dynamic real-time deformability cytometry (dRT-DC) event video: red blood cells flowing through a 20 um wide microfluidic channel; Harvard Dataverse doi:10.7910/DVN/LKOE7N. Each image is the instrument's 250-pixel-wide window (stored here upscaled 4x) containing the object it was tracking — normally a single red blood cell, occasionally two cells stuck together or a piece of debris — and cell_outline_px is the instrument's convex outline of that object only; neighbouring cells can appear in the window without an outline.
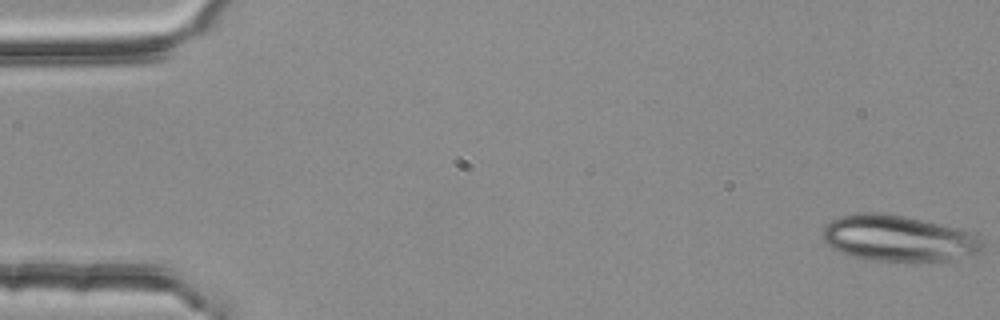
{"species": "common noctule bat (a hibernating species)", "species_latin": "Nyctalus noctula", "temperature_condition": "room temperature", "stored_images_in_passage": 3, "camera_frame_rate_fps": 3000, "um_per_image_px": 0.085, "animal": {"sex": "female", "body_mass_g": 25.1}, "frame": {"image": 1, "passage_image": 1, "time_ms": 0.0, "image_size_px": [1000, 320], "cell_outline_px": [[984, 252], [948, 260], [904, 264], [864, 260], [840, 252], [832, 248], [824, 240], [824, 228], [832, 220], [844, 216], [860, 212], [884, 212], [904, 216], [976, 232], [980, 236], [984, 244]], "centroid_in_image_um": [76.45, 20.3], "position_along_channel_um": 8.6, "area_um2": 44.04}}